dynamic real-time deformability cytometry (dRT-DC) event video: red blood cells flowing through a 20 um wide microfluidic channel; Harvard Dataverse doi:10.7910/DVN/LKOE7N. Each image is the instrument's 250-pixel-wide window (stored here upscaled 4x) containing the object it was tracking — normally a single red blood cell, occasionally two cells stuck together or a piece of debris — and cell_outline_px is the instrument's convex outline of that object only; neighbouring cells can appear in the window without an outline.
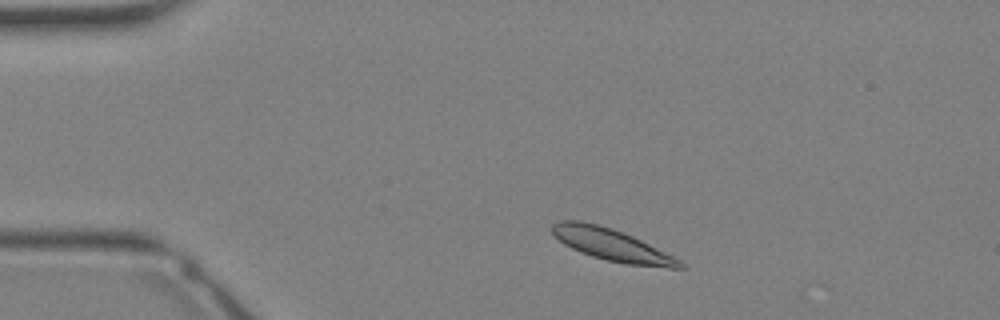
{"species": "Egyptian fruit bat (a non-hibernating species)", "species_latin": "Rousettus aegyptiacus", "temperature_condition": "warm", "stored_images_in_passage": 32, "camera_frame_rate_fps": 3000, "um_per_image_px": 0.085, "animal": {"sex": "female"}, "frame": {"image": 1, "passage_image": 4, "time_ms": 1.0, "image_size_px": [1000, 320], "cell_outline_px": [[684, 268], [668, 268], [624, 264], [592, 256], [580, 252], [564, 244], [552, 236], [548, 228], [552, 224], [560, 220], [580, 220], [600, 224], [612, 228], [632, 236], [680, 260], [684, 264]], "centroid_in_image_um": [51.9, 20.79], "position_along_channel_um": 33.1, "area_um2": 23.93}}
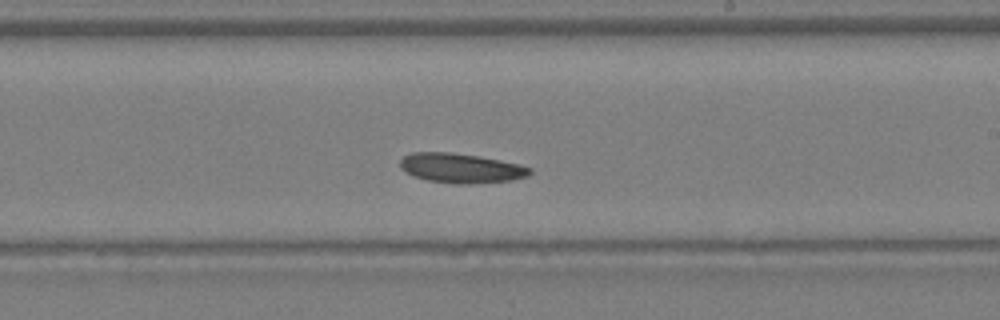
{"frame": {"image": 2, "passage_image": 18, "time_ms": 5.667, "image_size_px": [1000, 320], "cell_outline_px": [[532, 172], [528, 176], [512, 180], [468, 184], [456, 184], [428, 180], [416, 176], [400, 168], [400, 160], [404, 156], [412, 152], [448, 152], [480, 156], [520, 164], [532, 168]], "centroid_in_image_um": [39.22, 14.28], "position_along_channel_um": 249.8, "area_um2": 22.31}}
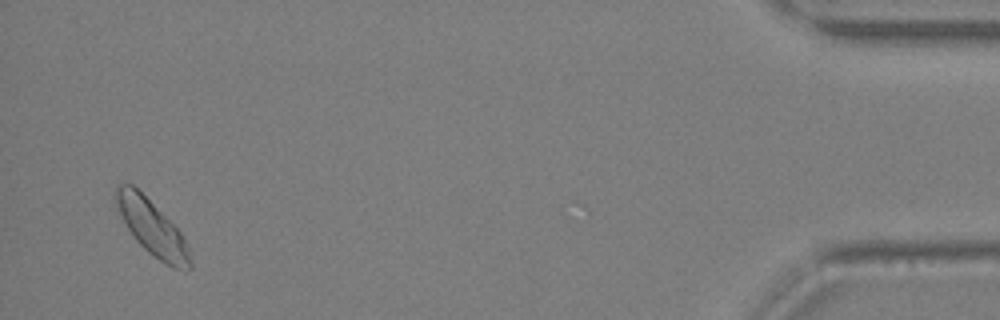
{"frame": {"image": 3, "passage_image": 31, "time_ms": 10.0, "image_size_px": [1000, 320], "cell_outline_px": [[192, 268], [172, 268], [164, 264], [148, 252], [136, 240], [128, 228], [116, 204], [116, 184], [132, 184], [180, 232], [188, 248], [192, 264]], "centroid_in_image_um": [12.93, 19.39], "position_along_channel_um": 422.3, "area_um2": 22.83}}